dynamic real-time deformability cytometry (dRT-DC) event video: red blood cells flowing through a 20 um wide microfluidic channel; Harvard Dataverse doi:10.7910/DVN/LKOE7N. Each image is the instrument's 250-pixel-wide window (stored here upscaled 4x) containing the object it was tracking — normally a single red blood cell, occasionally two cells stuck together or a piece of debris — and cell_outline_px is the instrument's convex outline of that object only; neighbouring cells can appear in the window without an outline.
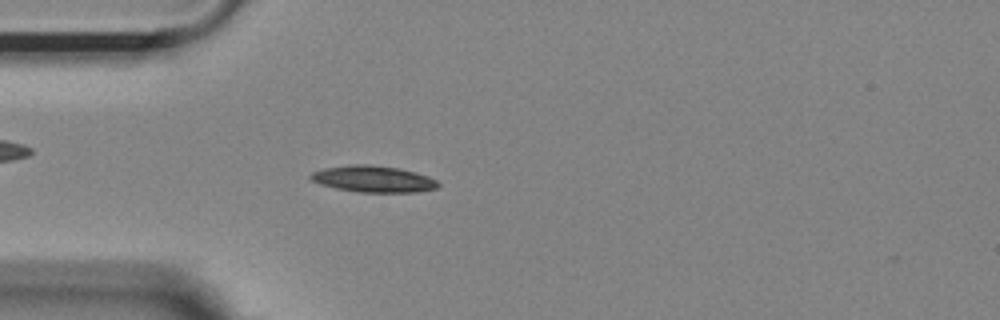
{"species": "Egyptian fruit bat (a non-hibernating species)", "species_latin": "Rousettus aegyptiacus", "temperature_condition": "room temperature", "stored_images_in_passage": 43, "camera_frame_rate_fps": 3000, "um_per_image_px": 0.085, "animal": {"sex": "female"}, "frame": {"image": 1, "passage_image": 4, "time_ms": 1.0, "image_size_px": [1000, 320], "cell_outline_px": [[440, 184], [436, 188], [416, 192], [360, 192], [336, 188], [320, 184], [312, 180], [308, 176], [312, 172], [324, 168], [352, 164], [368, 164], [400, 168], [416, 172], [428, 176], [436, 180]], "centroid_in_image_um": [31.73, 15.2], "position_along_channel_um": 53.3, "area_um2": 19.65}}
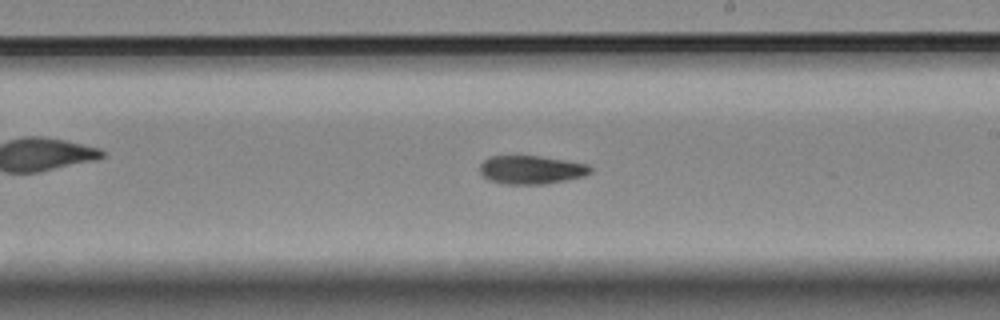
{"frame": {"image": 2, "passage_image": 20, "time_ms": 6.333, "image_size_px": [1000, 320], "cell_outline_px": [[592, 172], [584, 176], [544, 184], [504, 184], [488, 180], [480, 172], [480, 164], [488, 156], [540, 156], [588, 164], [592, 168]], "centroid_in_image_um": [45.15, 14.43], "position_along_channel_um": 243.9, "area_um2": 18.32}}
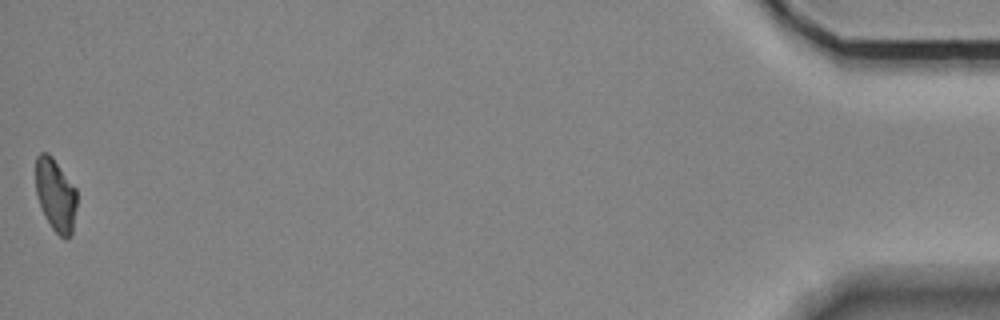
{"frame": {"image": 3, "passage_image": 43, "time_ms": 14.0, "image_size_px": [1000, 320], "cell_outline_px": [[76, 208], [72, 236], [60, 236], [52, 228], [40, 204], [36, 192], [36, 156], [40, 152], [48, 152], [52, 156], [76, 188]], "centroid_in_image_um": [4.73, 16.53], "position_along_channel_um": 430.5, "area_um2": 17.22}, "authors_computed_cell_mechanics": {"area_um2": 18.5538, "velocity_mm_per_s": 3.6818, "shape_relaxation_time_tau1_ms": 4.5903, "shape_relaxation_time_tau2_ms": null, "deformation_change_tau1": 0.1444, "deformation_change_tau2": null}}